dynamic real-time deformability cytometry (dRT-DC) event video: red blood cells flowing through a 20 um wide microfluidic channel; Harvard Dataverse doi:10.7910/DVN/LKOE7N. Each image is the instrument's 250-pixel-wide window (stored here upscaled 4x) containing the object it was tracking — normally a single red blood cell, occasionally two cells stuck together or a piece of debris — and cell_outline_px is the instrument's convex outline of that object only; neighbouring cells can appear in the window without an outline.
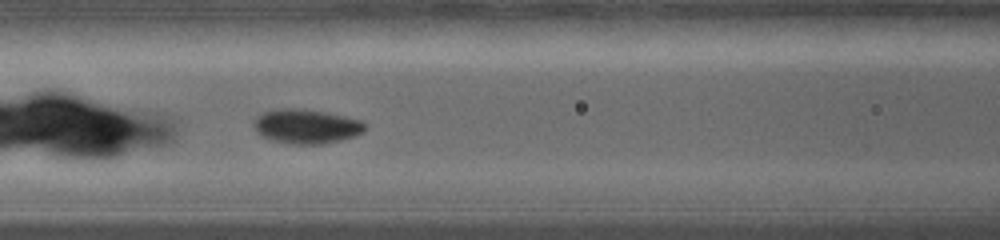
{"species": "common noctule bat (a hibernating species)", "species_latin": "Nyctalus noctula", "temperature_condition": "warm", "stored_images_in_passage": 32, "camera_frame_rate_fps": 5000, "um_per_image_px": 0.085, "animal": {"sex": "female", "body_mass_g": 19.0, "forearm_length_mm": 56.7}, "frame": {"image": 1, "passage_image": 10, "time_ms": 3.0, "image_size_px": [1000, 240], "cell_outline_px": [[368, 128], [364, 132], [356, 136], [324, 144], [288, 144], [272, 140], [260, 136], [256, 132], [252, 124], [256, 116], [264, 112], [276, 108], [300, 108], [324, 112], [344, 116], [360, 120]], "centroid_in_image_um": [26.01, 10.74], "position_along_channel_um": 140.6, "area_um2": 22.6}, "authors_computed_cell_mechanics": {"area_um2": 21.1259, "velocity_mm_per_s": 3.592, "shape_relaxation_time_tau1_ms": 4.6641, "shape_relaxation_time_tau2_ms": null, "deformation_change_tau1": 0.1235, "deformation_change_tau2": null}}